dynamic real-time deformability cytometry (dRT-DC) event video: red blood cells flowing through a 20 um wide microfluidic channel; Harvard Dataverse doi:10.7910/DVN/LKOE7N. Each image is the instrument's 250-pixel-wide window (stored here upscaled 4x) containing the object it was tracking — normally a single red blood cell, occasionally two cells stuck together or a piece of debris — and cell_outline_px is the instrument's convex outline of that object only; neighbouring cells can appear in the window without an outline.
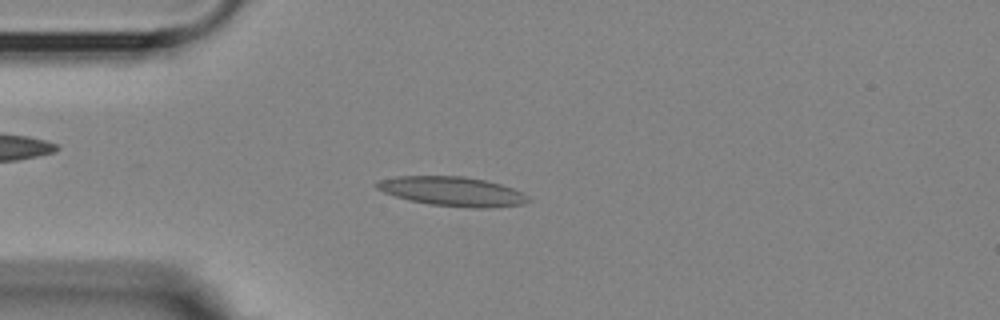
{"species": "Egyptian fruit bat (a non-hibernating species)", "species_latin": "Rousettus aegyptiacus", "temperature_condition": "room temperature", "stored_images_in_passage": 54, "camera_frame_rate_fps": 3000, "um_per_image_px": 0.085, "animal": {"sex": "female"}, "frame": {"image": 1, "passage_image": 13, "time_ms": 4.0, "image_size_px": [1000, 320], "cell_outline_px": [[532, 200], [524, 204], [484, 208], [472, 208], [432, 204], [408, 200], [384, 192], [376, 188], [372, 184], [376, 180], [396, 176], [464, 176], [488, 180], [512, 188], [528, 196]], "centroid_in_image_um": [38.42, 16.25], "position_along_channel_um": 46.6, "area_um2": 26.01}}
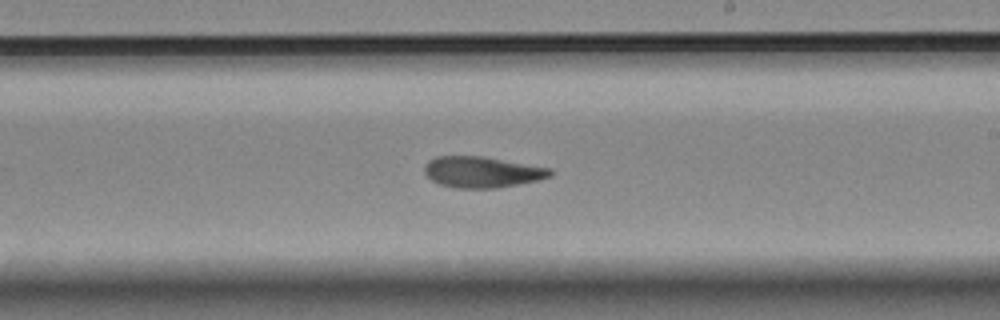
{"frame": {"image": 2, "passage_image": 31, "time_ms": 10.0, "image_size_px": [1000, 320], "cell_outline_px": [[552, 176], [520, 184], [496, 188], [456, 188], [440, 184], [432, 180], [424, 172], [424, 164], [428, 160], [436, 156], [484, 156], [552, 168]], "centroid_in_image_um": [40.97, 14.61], "position_along_channel_um": 248.0, "area_um2": 22.89}}
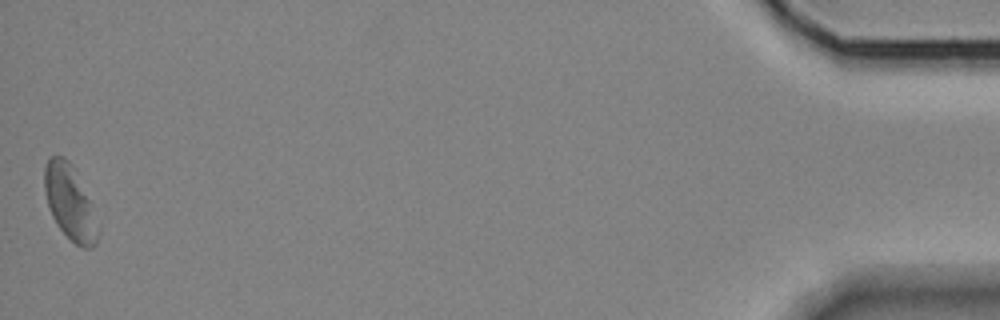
{"frame": {"image": 3, "passage_image": 54, "time_ms": 17.667, "image_size_px": [1000, 320], "cell_outline_px": [[100, 232], [96, 244], [92, 248], [80, 248], [56, 224], [52, 216], [44, 192], [44, 164], [52, 156], [64, 156], [76, 168], [100, 224]], "centroid_in_image_um": [5.98, 17.21], "position_along_channel_um": 429.2, "area_um2": 23.76}, "authors_computed_cell_mechanics": {"area_um2": 23.4957, "velocity_mm_per_s": 3.5755, "shape_relaxation_time_tau1_ms": null, "shape_relaxation_time_tau2_ms": 4.7848, "deformation_change_tau1": null, "deformation_change_tau2": 0.1122}}